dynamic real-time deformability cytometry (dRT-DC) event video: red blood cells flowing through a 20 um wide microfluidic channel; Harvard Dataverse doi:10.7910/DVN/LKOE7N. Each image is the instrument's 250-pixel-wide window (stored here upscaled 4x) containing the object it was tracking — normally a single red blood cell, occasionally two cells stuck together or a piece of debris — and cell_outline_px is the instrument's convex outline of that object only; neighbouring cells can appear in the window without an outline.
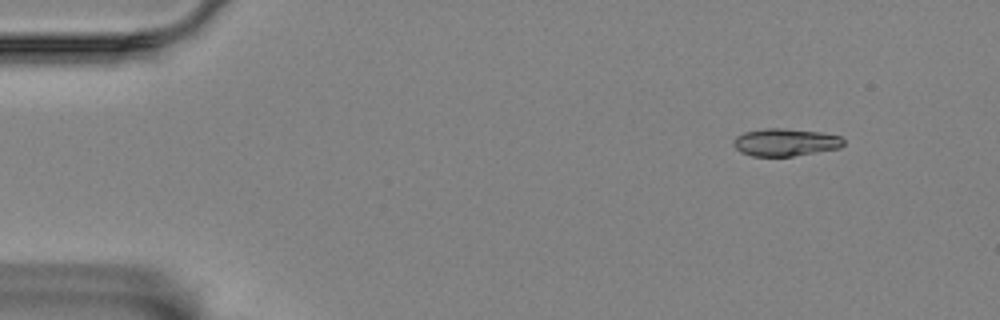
{"species": "Egyptian fruit bat (a non-hibernating species)", "species_latin": "Rousettus aegyptiacus", "temperature_condition": "room temperature", "stored_images_in_passage": 53, "camera_frame_rate_fps": 3000, "um_per_image_px": 0.085, "animal": {"sex": "female"}, "frame": {"image": 1, "passage_image": 1, "time_ms": 0.0, "image_size_px": [1000, 320], "cell_outline_px": [[844, 144], [840, 148], [792, 156], [752, 156], [740, 152], [732, 144], [732, 140], [736, 136], [744, 132], [764, 128], [780, 128], [820, 132], [840, 136], [844, 140]], "centroid_in_image_um": [66.72, 12.09], "position_along_channel_um": 18.3, "area_um2": 17.69}}
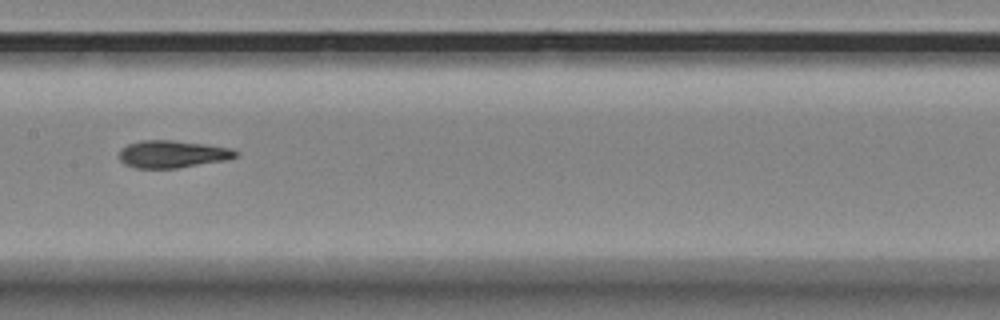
{"frame": {"image": 2, "passage_image": 24, "time_ms": 7.667, "image_size_px": [1000, 320], "cell_outline_px": [[240, 152], [236, 156], [228, 160], [176, 168], [136, 168], [124, 164], [120, 160], [120, 148], [128, 144], [140, 140], [172, 140], [204, 144], [232, 148]], "centroid_in_image_um": [14.66, 13.1], "position_along_channel_um": 192.7, "area_um2": 18.67}}
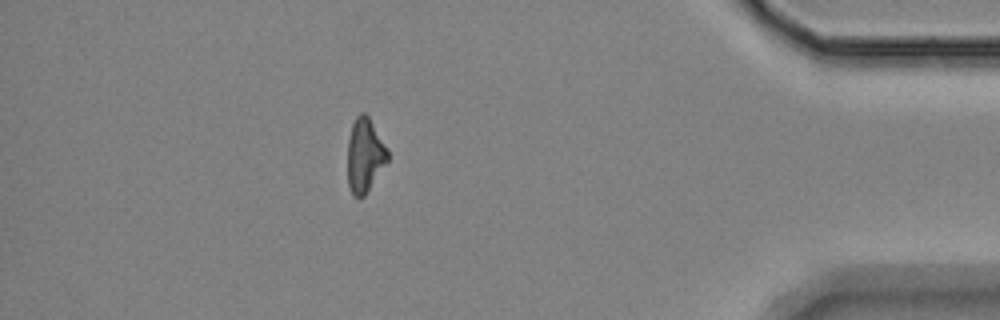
{"frame": {"image": 3, "passage_image": 46, "time_ms": 15.0, "image_size_px": [1000, 320], "cell_outline_px": [[388, 160], [364, 196], [352, 196], [348, 184], [348, 140], [352, 124], [356, 116], [360, 112], [364, 112], [368, 116], [388, 148]], "centroid_in_image_um": [31.0, 13.18], "position_along_channel_um": 404.2, "area_um2": 17.17}, "authors_computed_cell_mechanics": {"area_um2": 18.3804, "velocity_mm_per_s": 3.4515, "shape_relaxation_time_tau1_ms": 4.9631, "shape_relaxation_time_tau2_ms": 2.7039, "deformation_change_tau1": 0.1636, "deformation_change_tau2": 0.0828}}